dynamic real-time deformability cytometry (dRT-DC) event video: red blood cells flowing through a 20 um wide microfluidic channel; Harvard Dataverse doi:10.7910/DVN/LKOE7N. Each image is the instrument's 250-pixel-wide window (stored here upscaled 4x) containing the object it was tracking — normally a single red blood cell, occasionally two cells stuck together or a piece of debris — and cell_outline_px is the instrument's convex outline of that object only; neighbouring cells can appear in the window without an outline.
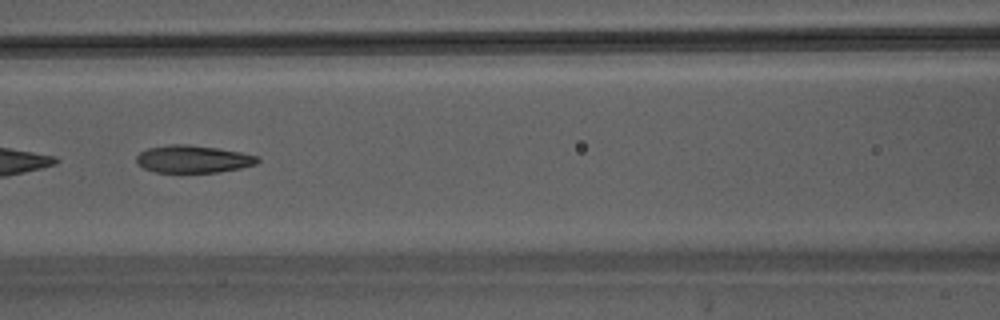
{"species": "Egyptian fruit bat (a non-hibernating species)", "species_latin": "Rousettus aegyptiacus", "temperature_condition": "warm", "stored_images_in_passage": 19, "camera_frame_rate_fps": 3000, "um_per_image_px": 0.085, "animal": {"sex": "male"}, "frame": {"image": 1, "passage_image": 6, "time_ms": 1.667, "image_size_px": [1000, 320], "cell_outline_px": [[260, 160], [256, 164], [240, 168], [220, 172], [180, 176], [156, 172], [144, 168], [136, 164], [136, 156], [140, 152], [148, 148], [168, 144], [188, 144], [216, 148], [240, 152], [260, 156]], "centroid_in_image_um": [16.38, 13.57], "position_along_channel_um": 150.2, "area_um2": 20.4}}
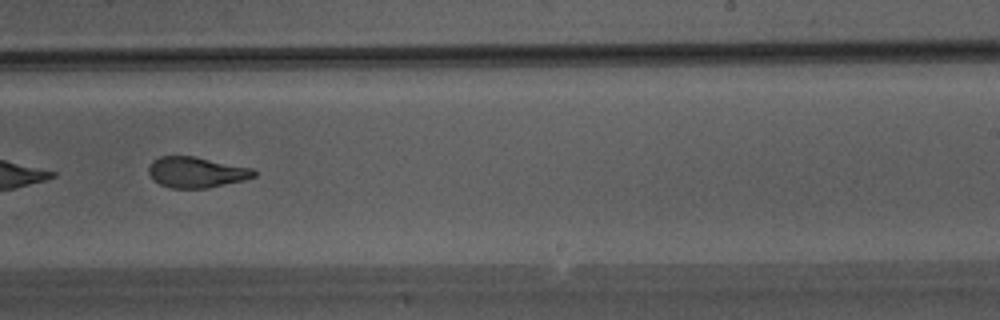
{"frame": {"image": 2, "passage_image": 14, "time_ms": 4.333, "image_size_px": [1000, 320], "cell_outline_px": [[256, 176], [244, 180], [208, 188], [168, 188], [152, 180], [148, 172], [148, 168], [152, 160], [160, 156], [192, 156], [252, 168], [256, 172]], "centroid_in_image_um": [16.65, 14.65], "position_along_channel_um": 272.4, "area_um2": 18.9}}